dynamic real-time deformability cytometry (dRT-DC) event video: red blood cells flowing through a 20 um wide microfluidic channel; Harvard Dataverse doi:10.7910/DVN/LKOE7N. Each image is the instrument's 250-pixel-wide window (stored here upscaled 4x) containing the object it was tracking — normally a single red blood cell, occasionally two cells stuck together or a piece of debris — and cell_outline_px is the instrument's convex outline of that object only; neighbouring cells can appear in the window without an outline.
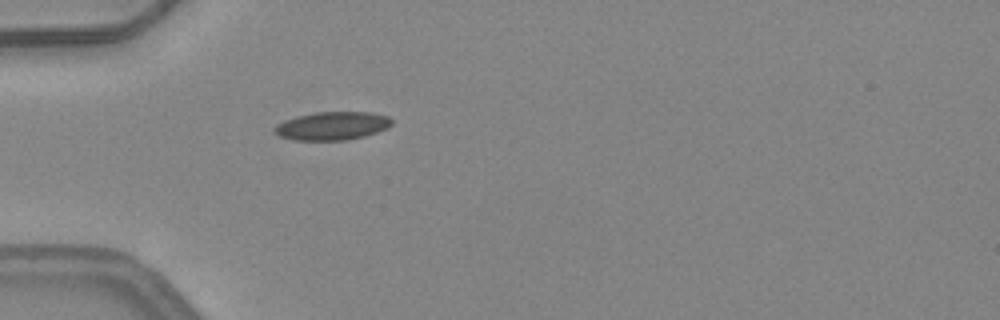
{"species": "common noctule bat (a hibernating species)", "species_latin": "Nyctalus noctula", "temperature_condition": "warm", "stored_images_in_passage": 1, "camera_frame_rate_fps": 3000, "um_per_image_px": 0.085, "animal": {"sex": "female", "body_mass_g": 24.6, "forearm_length_mm": 56.2}, "frame": {"image": 1, "passage_image": 1, "time_ms": 0.0, "image_size_px": [1000, 320], "cell_outline_px": [[392, 124], [388, 128], [364, 136], [344, 140], [292, 140], [280, 136], [272, 128], [276, 124], [284, 120], [296, 116], [316, 112], [372, 112], [388, 116], [392, 120]], "centroid_in_image_um": [28.23, 10.69], "position_along_channel_um": 56.8, "area_um2": 19.36}}